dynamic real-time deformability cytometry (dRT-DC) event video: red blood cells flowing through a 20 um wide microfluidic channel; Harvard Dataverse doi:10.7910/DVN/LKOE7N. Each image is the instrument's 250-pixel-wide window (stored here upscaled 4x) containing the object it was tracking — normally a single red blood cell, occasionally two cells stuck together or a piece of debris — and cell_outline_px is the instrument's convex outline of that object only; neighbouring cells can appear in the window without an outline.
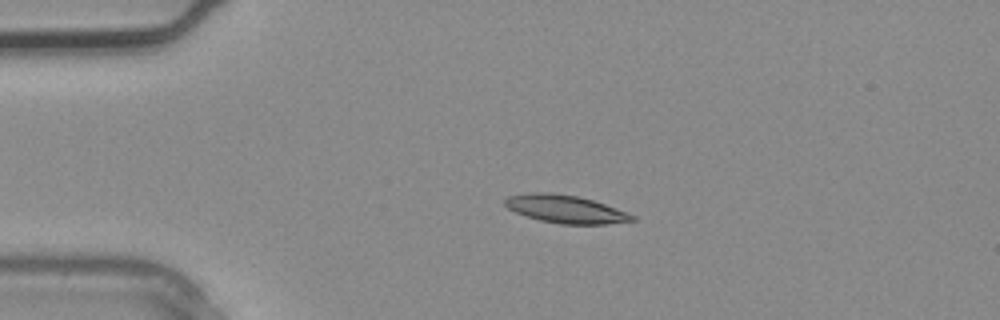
{"species": "common noctule bat (a hibernating species)", "species_latin": "Nyctalus noctula", "temperature_condition": "warm", "stored_images_in_passage": 1, "camera_frame_rate_fps": 3000, "um_per_image_px": 0.085, "animal": {"sex": "male", "body_mass_g": 20.4}, "frame": {"image": 1, "passage_image": 1, "time_ms": 0.0, "image_size_px": [1000, 320], "cell_outline_px": [[636, 220], [608, 224], [560, 224], [540, 220], [516, 212], [508, 208], [504, 204], [504, 200], [508, 196], [528, 192], [552, 192], [576, 196], [592, 200], [628, 212], [636, 216]], "centroid_in_image_um": [48.08, 17.77], "position_along_channel_um": 36.9, "area_um2": 20.69}}